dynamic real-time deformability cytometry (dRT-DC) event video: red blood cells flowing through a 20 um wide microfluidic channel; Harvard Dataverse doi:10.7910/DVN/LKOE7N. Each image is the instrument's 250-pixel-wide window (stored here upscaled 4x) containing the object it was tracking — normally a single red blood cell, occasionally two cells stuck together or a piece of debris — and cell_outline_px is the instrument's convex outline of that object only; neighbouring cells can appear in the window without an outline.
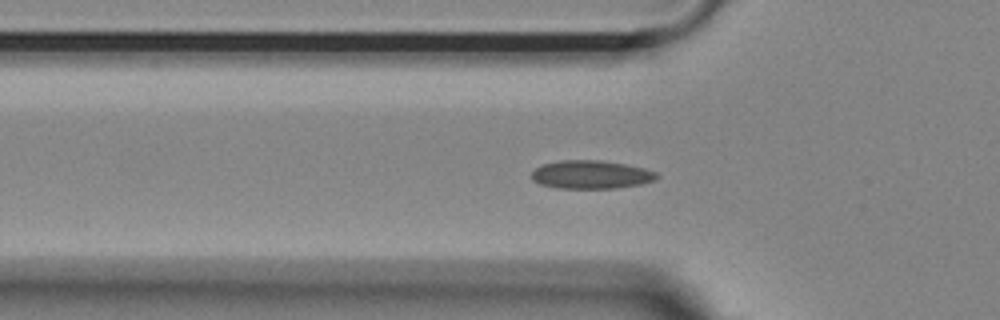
{"species": "Egyptian fruit bat (a non-hibernating species)", "species_latin": "Rousettus aegyptiacus", "temperature_condition": "room temperature", "stored_images_in_passage": 51, "camera_frame_rate_fps": 3000, "um_per_image_px": 0.085, "animal": {"sex": "female"}, "frame": {"image": 1, "passage_image": 17, "time_ms": 5.333, "image_size_px": [1000, 320], "cell_outline_px": [[660, 176], [656, 180], [640, 184], [616, 188], [556, 188], [540, 184], [532, 180], [532, 172], [536, 168], [544, 164], [560, 160], [600, 160], [624, 164], [644, 168], [656, 172]], "centroid_in_image_um": [50.25, 14.84], "position_along_channel_um": 75.5, "area_um2": 20.63}}
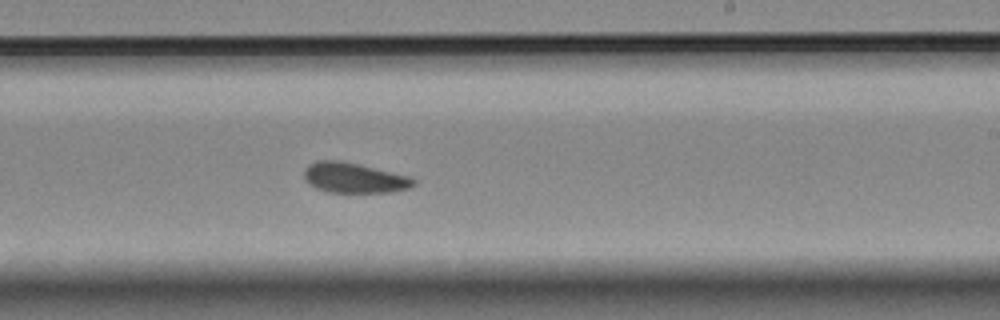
{"frame": {"image": 2, "passage_image": 32, "time_ms": 10.333, "image_size_px": [1000, 320], "cell_outline_px": [[416, 184], [408, 188], [392, 192], [328, 192], [316, 188], [308, 184], [304, 180], [304, 168], [308, 164], [316, 160], [340, 160], [408, 176], [416, 180]], "centroid_in_image_um": [30.04, 15.11], "position_along_channel_um": 259.0, "area_um2": 19.25}}
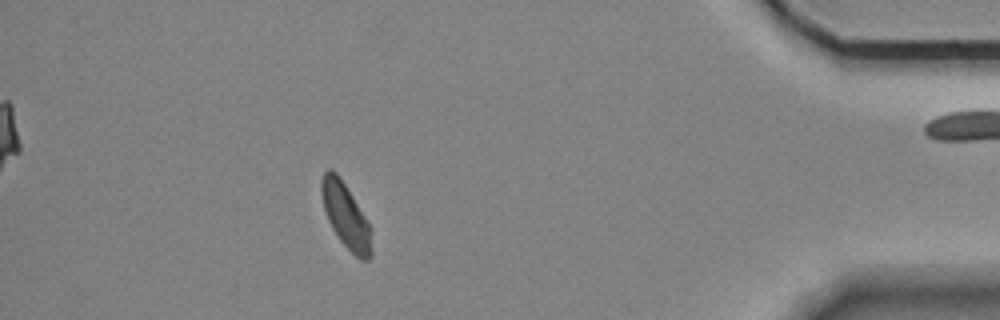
{"frame": {"image": 3, "passage_image": 48, "time_ms": 15.667, "image_size_px": [1000, 320], "cell_outline_px": [[372, 256], [368, 260], [364, 260], [356, 256], [340, 240], [332, 228], [328, 220], [324, 208], [320, 192], [320, 180], [324, 172], [328, 168], [332, 168], [340, 176], [352, 196], [368, 224], [372, 252]], "centroid_in_image_um": [29.33, 18.28], "position_along_channel_um": 405.9, "area_um2": 18.44}}